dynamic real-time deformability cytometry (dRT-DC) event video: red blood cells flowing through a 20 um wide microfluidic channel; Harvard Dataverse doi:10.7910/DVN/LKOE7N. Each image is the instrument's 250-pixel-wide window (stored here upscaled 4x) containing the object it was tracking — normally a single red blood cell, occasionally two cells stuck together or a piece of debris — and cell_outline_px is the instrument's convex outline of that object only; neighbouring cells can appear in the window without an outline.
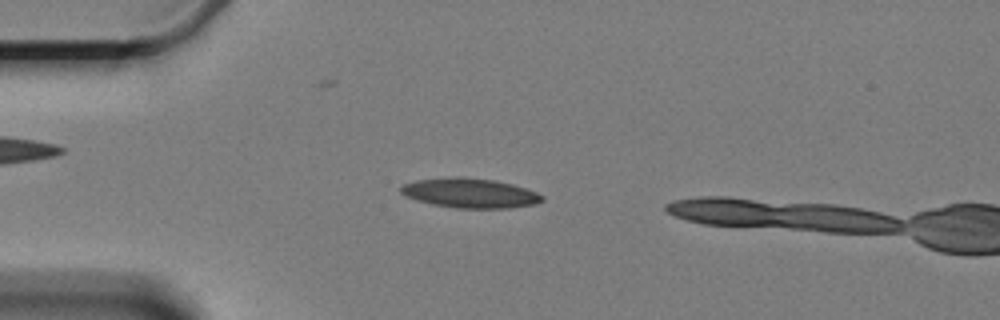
{"species": "Egyptian fruit bat (a non-hibernating species)", "species_latin": "Rousettus aegyptiacus", "temperature_condition": "cold", "stored_images_in_passage": 3, "camera_frame_rate_fps": 3000, "um_per_image_px": 0.085, "animal": {"sex": "female"}, "frame": {"image": 1, "passage_image": 2, "time_ms": 1.333, "image_size_px": [1000, 320], "cell_outline_px": [[544, 200], [536, 204], [508, 208], [456, 208], [436, 204], [420, 200], [408, 196], [400, 192], [400, 188], [404, 184], [416, 180], [492, 180], [512, 184], [536, 192], [544, 196]], "centroid_in_image_um": [40.06, 16.47], "position_along_channel_um": 44.9, "area_um2": 22.89}}